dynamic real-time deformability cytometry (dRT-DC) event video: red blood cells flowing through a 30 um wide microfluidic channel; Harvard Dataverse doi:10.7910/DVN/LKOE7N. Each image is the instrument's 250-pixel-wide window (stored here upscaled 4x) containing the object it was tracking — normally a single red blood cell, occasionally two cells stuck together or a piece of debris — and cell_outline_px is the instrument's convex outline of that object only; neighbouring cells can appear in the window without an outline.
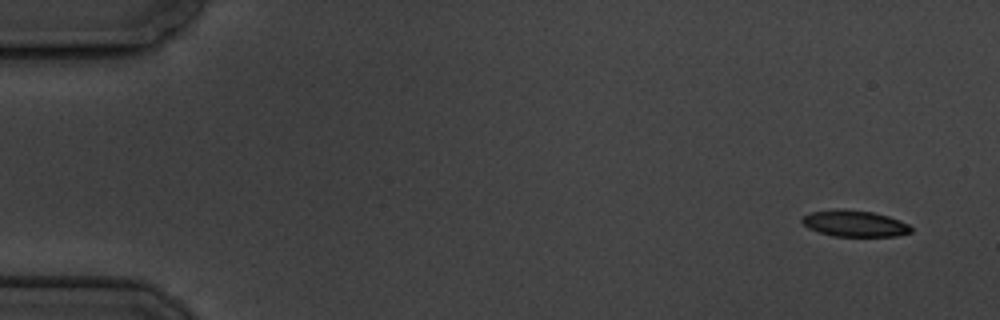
{"species": "common noctule bat (a hibernating species)", "species_latin": "Nyctalus noctula", "temperature_condition": "cold", "stored_images_in_passage": 5, "camera_frame_rate_fps": 3000, "um_per_image_px": 0.085, "animal": {"sex": "male", "body_mass_g": 19.5, "forearm_length_mm": 54.6}, "frame": {"image": 1, "passage_image": 1, "time_ms": 0.0, "image_size_px": [1000, 320], "cell_outline_px": [[912, 232], [896, 236], [832, 236], [808, 228], [800, 220], [808, 212], [840, 208], [872, 212], [888, 216], [900, 220], [908, 224], [912, 228]], "centroid_in_image_um": [72.63, 18.99], "position_along_channel_um": 12.4, "area_um2": 16.76}}
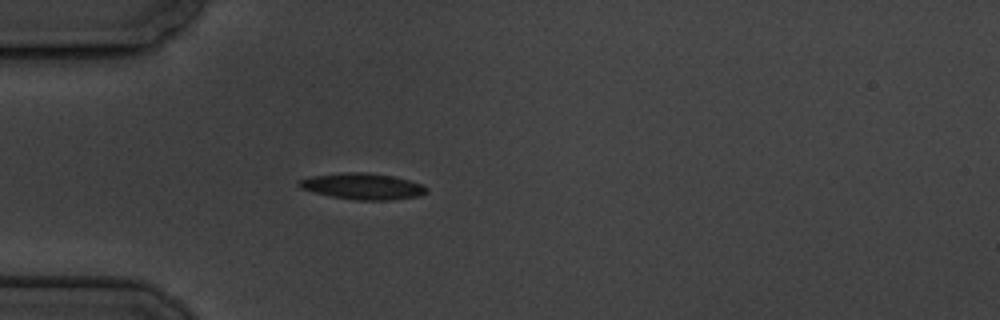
{"frame": {"image": 2, "passage_image": 5, "time_ms": 4.667, "image_size_px": [1000, 320], "cell_outline_px": [[428, 192], [420, 196], [388, 200], [360, 200], [332, 196], [300, 188], [296, 184], [300, 180], [308, 176], [340, 172], [368, 172], [396, 176], [424, 184], [428, 188]], "centroid_in_image_um": [30.87, 15.81], "position_along_channel_um": 54.1, "area_um2": 19.71}}